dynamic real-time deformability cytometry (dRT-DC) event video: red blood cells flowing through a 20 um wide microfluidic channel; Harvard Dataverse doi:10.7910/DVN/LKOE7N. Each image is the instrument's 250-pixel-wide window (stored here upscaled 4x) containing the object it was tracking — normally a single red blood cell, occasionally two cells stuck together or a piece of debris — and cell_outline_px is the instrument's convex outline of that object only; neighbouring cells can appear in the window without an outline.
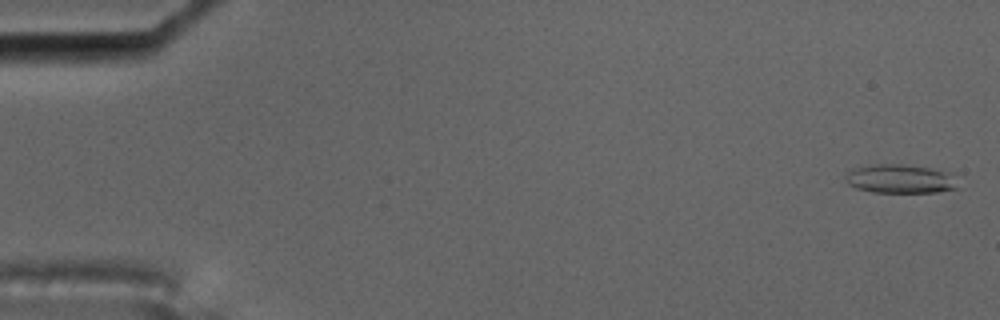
{"species": "common noctule bat (a hibernating species)", "species_latin": "Nyctalus noctula", "temperature_condition": "cold", "stored_images_in_passage": 4, "camera_frame_rate_fps": 3000, "um_per_image_px": 0.085, "animal": {"sex": "male", "body_mass_g": 17.5, "forearm_length_mm": 52.3}, "frame": {"image": 1, "passage_image": 4, "time_ms": 1.0, "image_size_px": [1000, 320], "cell_outline_px": [[960, 188], [936, 192], [872, 192], [856, 188], [848, 184], [844, 176], [852, 168], [868, 164], [900, 164], [928, 168], [952, 172]], "centroid_in_image_um": [76.52, 15.2], "position_along_channel_um": 8.5, "area_um2": 19.13}}